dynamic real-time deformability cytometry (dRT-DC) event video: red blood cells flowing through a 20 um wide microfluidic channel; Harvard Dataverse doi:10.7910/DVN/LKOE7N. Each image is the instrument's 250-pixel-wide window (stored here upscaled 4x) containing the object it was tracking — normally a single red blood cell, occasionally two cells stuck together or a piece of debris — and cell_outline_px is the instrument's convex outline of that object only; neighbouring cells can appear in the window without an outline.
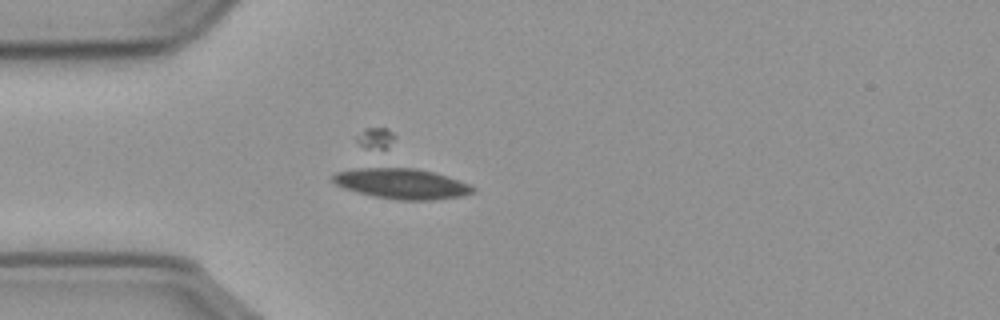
{"species": "common noctule bat (a hibernating species)", "species_latin": "Nyctalus noctula", "temperature_condition": "cold", "stored_images_in_passage": 47, "camera_frame_rate_fps": 3000, "um_per_image_px": 0.085, "animal": {"sex": "male", "body_mass_g": 23.1, "forearm_length_mm": 52.7}, "frame": {"image": 1, "passage_image": 9, "time_ms": 2.667, "image_size_px": [1000, 320], "cell_outline_px": [[476, 192], [460, 196], [432, 200], [396, 200], [372, 196], [356, 192], [344, 188], [336, 184], [332, 180], [332, 176], [336, 172], [368, 164], [388, 164], [416, 168], [448, 176], [468, 184], [476, 188]], "centroid_in_image_um": [34.05, 15.55], "position_along_channel_um": 51.0, "area_um2": 26.07}}
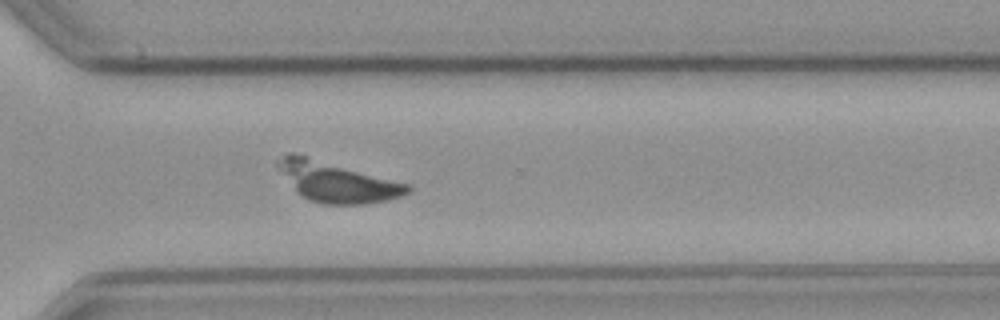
{"frame": {"image": 2, "passage_image": 34, "time_ms": 11.0, "image_size_px": [1000, 320], "cell_outline_px": [[412, 192], [404, 196], [388, 200], [368, 204], [324, 204], [308, 200], [296, 192], [276, 168], [276, 164], [288, 152], [292, 152], [412, 184]], "centroid_in_image_um": [28.7, 15.47], "position_along_channel_um": 341.9, "area_um2": 30.75}}
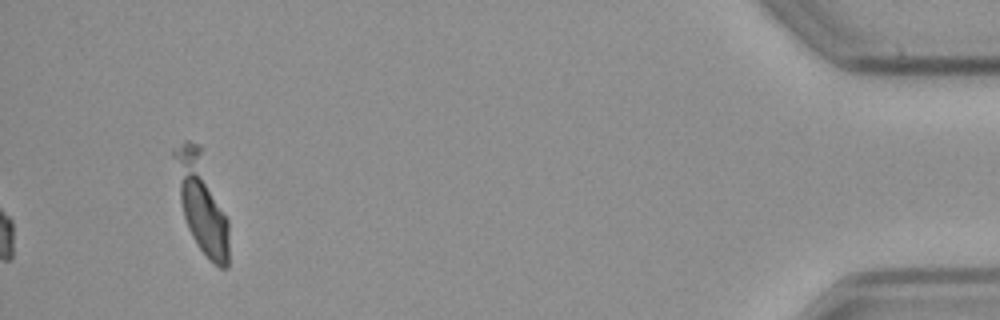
{"frame": {"image": 3, "passage_image": 47, "time_ms": 15.333, "image_size_px": [1000, 320], "cell_outline_px": [[228, 268], [220, 268], [200, 248], [192, 236], [188, 228], [184, 216], [180, 200], [172, 156], [172, 152], [184, 140], [188, 140], [200, 144], [228, 220]], "centroid_in_image_um": [17.12, 17.19], "position_along_channel_um": 418.1, "area_um2": 30.35}}